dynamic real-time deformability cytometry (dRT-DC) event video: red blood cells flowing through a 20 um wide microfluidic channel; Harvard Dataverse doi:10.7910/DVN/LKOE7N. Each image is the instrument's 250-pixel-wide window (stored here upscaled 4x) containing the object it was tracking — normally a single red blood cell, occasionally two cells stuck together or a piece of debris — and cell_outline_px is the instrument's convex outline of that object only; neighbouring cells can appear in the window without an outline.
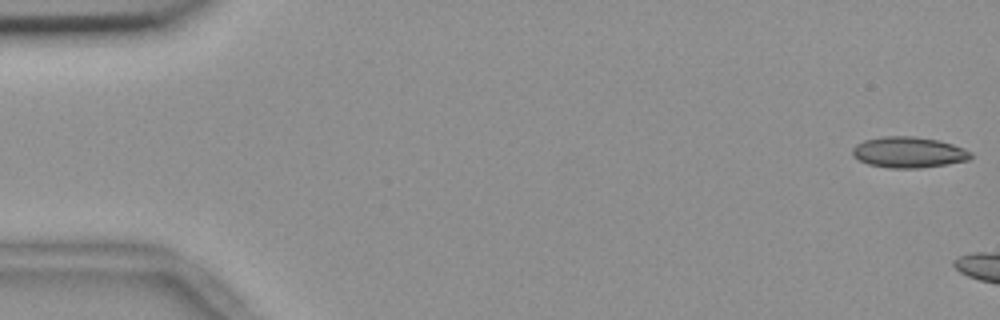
{"species": "common noctule bat (a hibernating species)", "species_latin": "Nyctalus noctula", "temperature_condition": "room temperature", "stored_images_in_passage": 5, "camera_frame_rate_fps": 3000, "um_per_image_px": 0.085, "animal": {"sex": "female", "body_mass_g": 18.4}, "frame": {"image": 1, "passage_image": 1, "time_ms": 0.0, "image_size_px": [1000, 320], "cell_outline_px": [[972, 156], [968, 160], [948, 164], [920, 168], [888, 168], [868, 164], [852, 156], [852, 148], [856, 144], [864, 140], [884, 136], [912, 136], [940, 140], [964, 148], [972, 152]], "centroid_in_image_um": [77.23, 12.94], "position_along_channel_um": 7.8, "area_um2": 21.44}}